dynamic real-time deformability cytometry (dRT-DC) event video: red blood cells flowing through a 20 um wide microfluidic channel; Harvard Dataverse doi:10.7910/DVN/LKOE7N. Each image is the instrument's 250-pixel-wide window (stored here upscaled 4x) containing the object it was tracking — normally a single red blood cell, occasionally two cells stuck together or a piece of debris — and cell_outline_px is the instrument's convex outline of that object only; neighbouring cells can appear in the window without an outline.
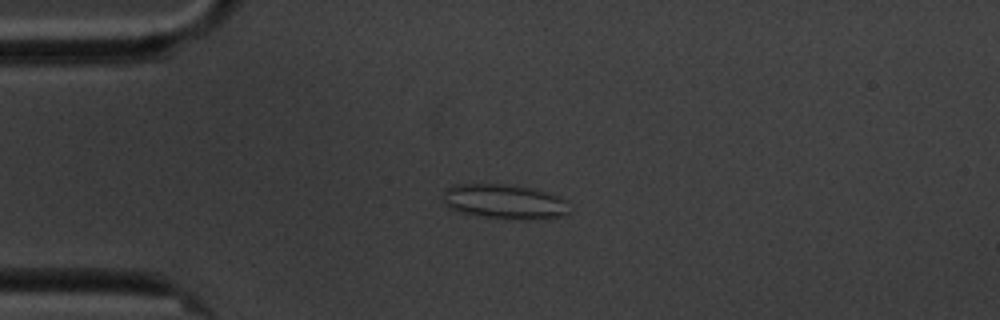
{"species": "common noctule bat (a hibernating species)", "species_latin": "Nyctalus noctula", "temperature_condition": "cold", "stored_images_in_passage": 4, "camera_frame_rate_fps": 3000, "um_per_image_px": 0.085, "animal": {"sex": "male", "body_mass_g": 20.1, "forearm_length_mm": 53.5}, "frame": {"image": 1, "passage_image": 3, "time_ms": 2.333, "image_size_px": [1000, 320], "cell_outline_px": [[572, 212], [564, 216], [528, 220], [484, 216], [456, 212], [448, 208], [444, 204], [444, 192], [452, 184], [500, 184], [532, 188], [568, 200]], "centroid_in_image_um": [42.91, 17.15], "position_along_channel_um": 42.1, "area_um2": 25.66}}